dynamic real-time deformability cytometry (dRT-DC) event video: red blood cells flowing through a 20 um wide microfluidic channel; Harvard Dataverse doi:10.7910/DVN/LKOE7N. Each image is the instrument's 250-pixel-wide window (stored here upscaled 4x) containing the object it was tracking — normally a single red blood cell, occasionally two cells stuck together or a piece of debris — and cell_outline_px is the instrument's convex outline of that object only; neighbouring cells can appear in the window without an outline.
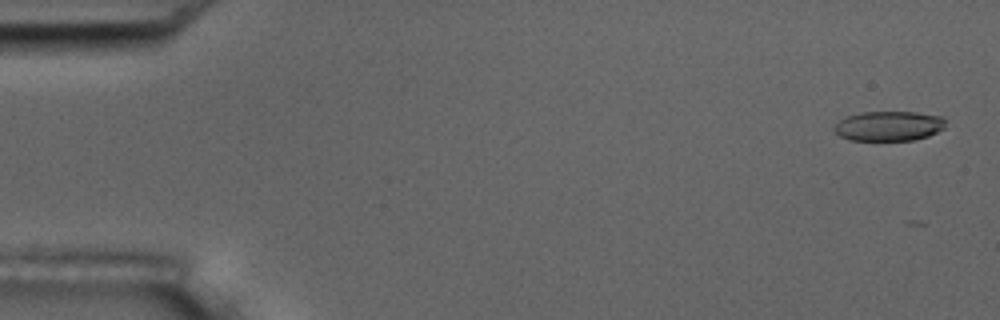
{"species": "common noctule bat (a hibernating species)", "species_latin": "Nyctalus noctula", "temperature_condition": "room temperature", "stored_images_in_passage": 5, "camera_frame_rate_fps": 3000, "um_per_image_px": 0.085, "animal": {"sex": "male", "body_mass_g": 17.5, "forearm_length_mm": 52.3}, "frame": {"image": 1, "passage_image": 1, "time_ms": 0.0, "image_size_px": [1000, 320], "cell_outline_px": [[944, 128], [928, 136], [912, 140], [852, 140], [840, 136], [832, 128], [840, 120], [848, 116], [860, 112], [916, 112], [944, 116]], "centroid_in_image_um": [75.56, 10.7], "position_along_channel_um": 9.4, "area_um2": 19.25}}
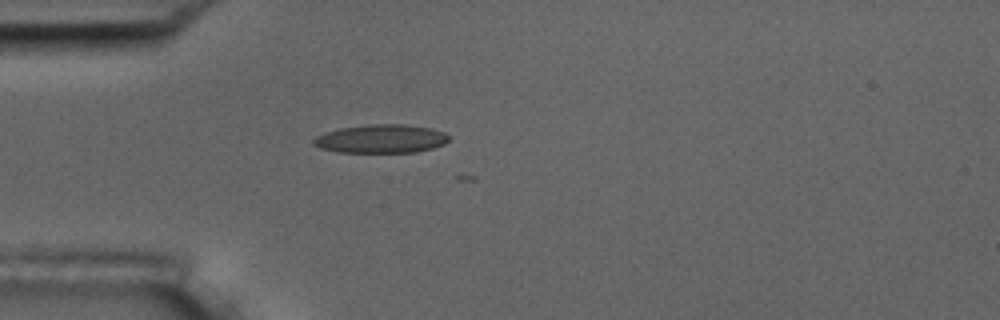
{"frame": {"image": 2, "passage_image": 5, "time_ms": 4.667, "image_size_px": [1000, 320], "cell_outline_px": [[448, 140], [444, 144], [432, 148], [416, 152], [340, 152], [320, 148], [312, 144], [312, 140], [316, 136], [340, 128], [368, 124], [404, 124], [428, 128], [444, 132], [448, 136]], "centroid_in_image_um": [32.37, 11.8], "position_along_channel_um": 52.6, "area_um2": 22.31}}